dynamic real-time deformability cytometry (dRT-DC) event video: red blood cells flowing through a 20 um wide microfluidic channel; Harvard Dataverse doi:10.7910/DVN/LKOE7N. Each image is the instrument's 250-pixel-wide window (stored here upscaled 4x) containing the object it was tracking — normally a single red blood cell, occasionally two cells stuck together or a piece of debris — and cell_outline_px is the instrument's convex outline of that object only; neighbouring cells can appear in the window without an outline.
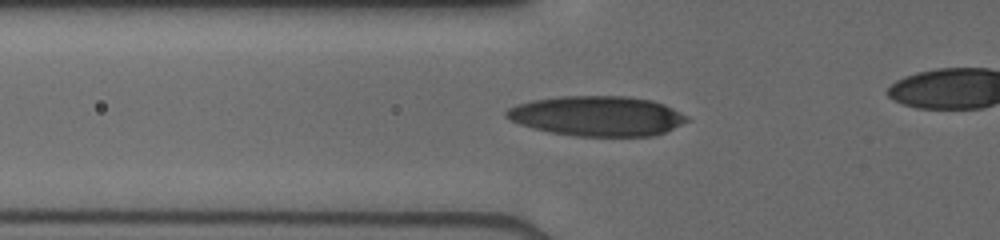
{"species": "human", "species_latin": "Homo sapiens", "temperature_condition": "cold", "stored_images_in_passage": 33, "camera_frame_rate_fps": 3000, "um_per_image_px": 0.085, "donor": {"sex": "male"}, "frame": {"image": 1, "passage_image": 2, "time_ms": 0.333, "image_size_px": [1000, 240], "cell_outline_px": [[688, 120], [664, 132], [652, 136], [572, 136], [548, 132], [532, 128], [520, 124], [504, 116], [504, 112], [508, 108], [516, 104], [532, 100], [560, 96], [628, 96], [652, 100], [664, 104], [688, 116]], "centroid_in_image_um": [50.71, 9.86], "position_along_channel_um": 75.1, "area_um2": 42.14}}
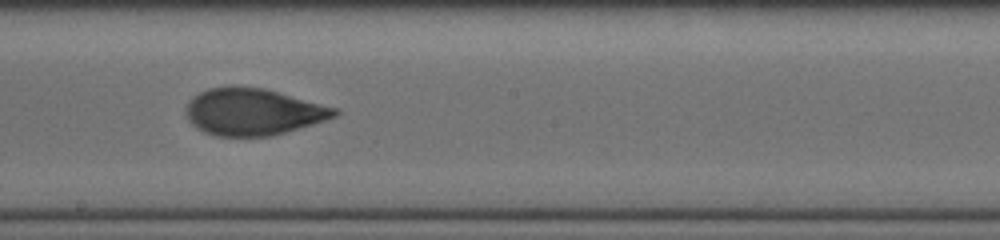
{"frame": {"image": 2, "passage_image": 14, "time_ms": 4.0, "image_size_px": [1000, 240], "cell_outline_px": [[340, 112], [336, 116], [312, 124], [272, 136], [216, 136], [204, 132], [196, 128], [188, 120], [188, 104], [192, 96], [208, 88], [264, 88], [340, 108]], "centroid_in_image_um": [21.56, 9.52], "position_along_channel_um": 226.6, "area_um2": 40.06}}
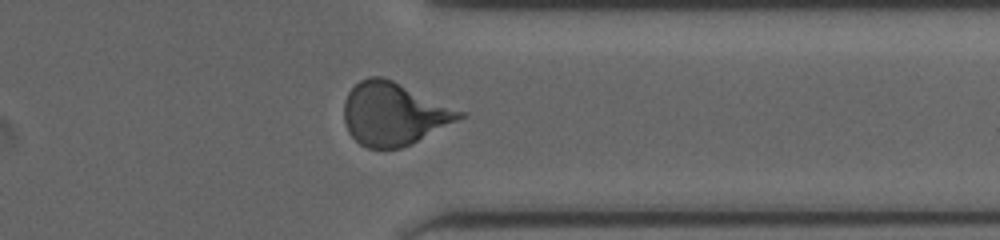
{"frame": {"image": 3, "passage_image": 28, "time_ms": 7.667, "image_size_px": [1000, 240], "cell_outline_px": [[468, 116], [412, 144], [400, 148], [368, 148], [360, 144], [348, 132], [344, 120], [344, 100], [348, 92], [360, 80], [368, 76], [380, 76], [392, 80], [468, 112]], "centroid_in_image_um": [33.52, 9.68], "position_along_channel_um": 377.9, "area_um2": 42.71}}